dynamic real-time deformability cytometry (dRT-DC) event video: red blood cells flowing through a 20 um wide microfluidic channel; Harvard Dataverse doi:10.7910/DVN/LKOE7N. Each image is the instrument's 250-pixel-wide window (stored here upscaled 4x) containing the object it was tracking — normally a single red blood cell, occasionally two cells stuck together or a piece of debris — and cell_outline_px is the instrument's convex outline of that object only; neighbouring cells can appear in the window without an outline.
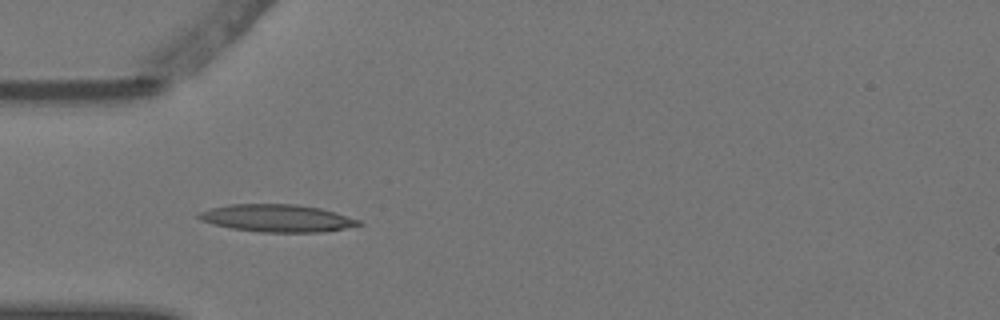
{"species": "Egyptian fruit bat (a non-hibernating species)", "species_latin": "Rousettus aegyptiacus", "temperature_condition": "warm", "stored_images_in_passage": 6, "camera_frame_rate_fps": 3000, "um_per_image_px": 0.085, "animal": {"sex": "female"}, "frame": {"image": 1, "passage_image": 5, "time_ms": 1.333, "image_size_px": [1000, 320], "cell_outline_px": [[364, 224], [344, 228], [320, 232], [260, 232], [232, 228], [200, 220], [196, 216], [200, 212], [208, 208], [232, 204], [296, 204], [320, 208], [336, 212], [360, 220]], "centroid_in_image_um": [23.56, 18.54], "position_along_channel_um": 61.4, "area_um2": 25.49}}
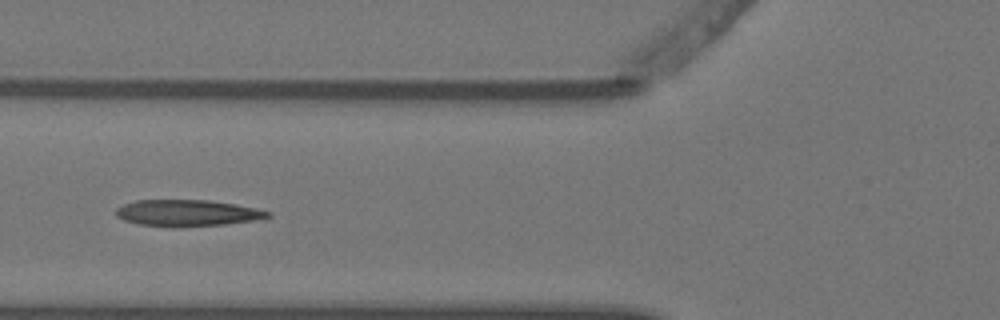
{"frame": {"image": 2, "passage_image": 6, "time_ms": 1.667, "image_size_px": [1000, 320], "cell_outline_px": [[272, 216], [264, 220], [224, 224], [180, 228], [168, 228], [140, 224], [124, 220], [116, 216], [116, 208], [124, 204], [136, 200], [208, 200], [236, 204], [272, 212]], "centroid_in_image_um": [15.97, 18.12], "position_along_channel_um": 109.8, "area_um2": 23.93}}